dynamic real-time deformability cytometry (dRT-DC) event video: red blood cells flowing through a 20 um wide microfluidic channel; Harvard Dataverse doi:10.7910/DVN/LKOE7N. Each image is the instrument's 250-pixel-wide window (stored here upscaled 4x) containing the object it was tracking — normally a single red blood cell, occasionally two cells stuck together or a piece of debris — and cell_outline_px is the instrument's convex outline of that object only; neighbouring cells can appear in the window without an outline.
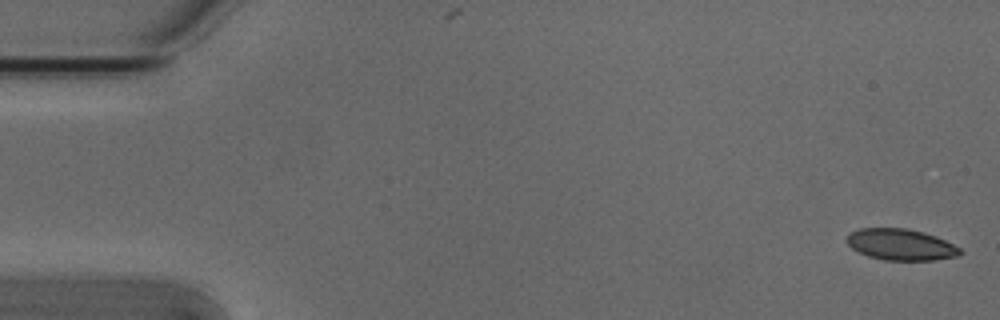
{"species": "Egyptian fruit bat (a non-hibernating species)", "species_latin": "Rousettus aegyptiacus", "temperature_condition": "cold", "stored_images_in_passage": 4, "camera_frame_rate_fps": 3000, "um_per_image_px": 0.085, "animal": {"sex": "male"}, "frame": {"image": 1, "passage_image": 1, "time_ms": 0.0, "image_size_px": [1000, 320], "cell_outline_px": [[964, 252], [960, 256], [932, 260], [884, 260], [868, 256], [852, 248], [844, 240], [852, 232], [860, 228], [908, 228], [924, 232], [936, 236], [960, 248]], "centroid_in_image_um": [76.59, 20.79], "position_along_channel_um": 8.4, "area_um2": 20.69}}
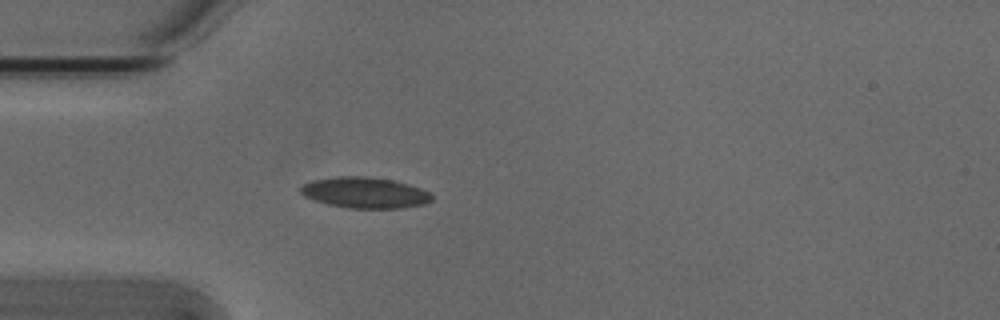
{"frame": {"image": 2, "passage_image": 4, "time_ms": 1.0, "image_size_px": [1000, 320], "cell_outline_px": [[432, 200], [424, 204], [400, 208], [348, 208], [328, 204], [304, 196], [300, 192], [300, 188], [304, 184], [312, 180], [336, 176], [368, 176], [392, 180], [408, 184], [420, 188], [428, 192], [432, 196]], "centroid_in_image_um": [31.0, 16.37], "position_along_channel_um": 54.0, "area_um2": 23.52}}